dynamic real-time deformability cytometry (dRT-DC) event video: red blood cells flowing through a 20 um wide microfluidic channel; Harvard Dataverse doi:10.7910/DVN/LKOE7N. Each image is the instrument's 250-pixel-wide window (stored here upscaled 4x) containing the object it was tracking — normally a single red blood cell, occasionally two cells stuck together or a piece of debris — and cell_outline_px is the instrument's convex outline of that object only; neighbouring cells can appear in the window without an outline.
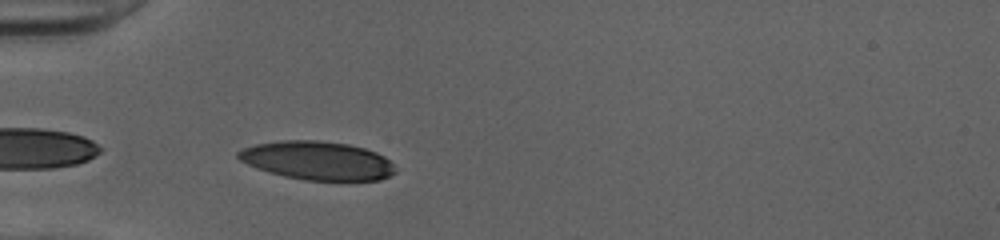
{"species": "human", "species_latin": "Homo sapiens", "temperature_condition": "cold", "stored_images_in_passage": 29, "camera_frame_rate_fps": 3000, "um_per_image_px": 0.085, "donor": {"sex": "female"}, "frame": {"image": 1, "passage_image": 2, "time_ms": 0.333, "image_size_px": [1000, 240], "cell_outline_px": [[396, 172], [380, 180], [304, 180], [284, 176], [268, 172], [256, 168], [240, 160], [236, 156], [236, 152], [244, 148], [256, 144], [280, 140], [316, 140], [348, 144], [364, 148], [376, 152], [384, 156], [396, 168]], "centroid_in_image_um": [26.96, 13.64], "position_along_channel_um": 58.0, "area_um2": 35.26}}
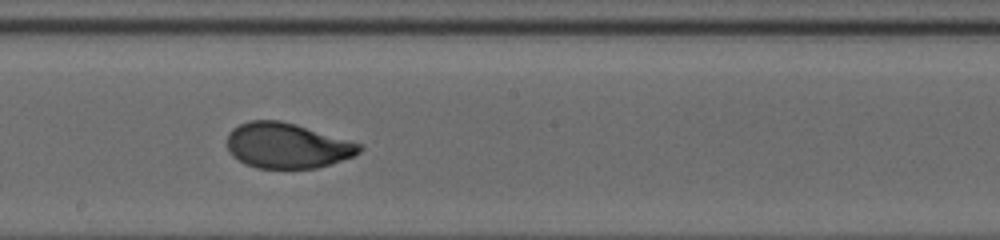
{"frame": {"image": 2, "passage_image": 15, "time_ms": 4.667, "image_size_px": [1000, 240], "cell_outline_px": [[364, 148], [360, 152], [352, 156], [316, 168], [256, 168], [244, 164], [232, 156], [228, 152], [228, 132], [232, 128], [248, 120], [280, 120], [296, 124], [364, 144]], "centroid_in_image_um": [24.39, 12.37], "position_along_channel_um": 223.8, "area_um2": 35.14}}
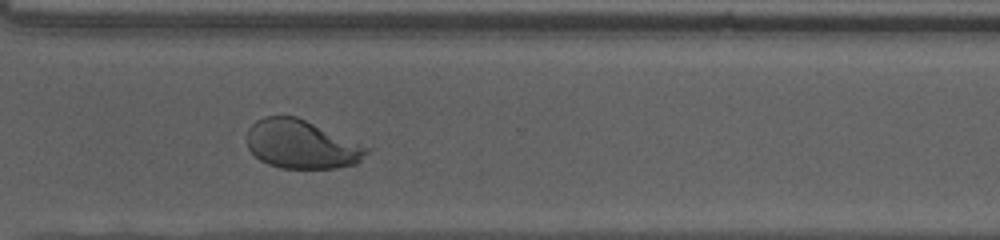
{"frame": {"image": 3, "passage_image": 24, "time_ms": 7.667, "image_size_px": [1000, 240], "cell_outline_px": [[372, 148], [356, 164], [336, 168], [280, 168], [268, 164], [260, 160], [248, 148], [248, 128], [256, 120], [264, 116], [296, 116]], "centroid_in_image_um": [25.63, 12.27], "position_along_channel_um": 345.0, "area_um2": 33.81}, "authors_computed_cell_mechanics": {"area_um2": 35.258, "velocity_mm_per_s": 4.0373, "shape_relaxation_time_tau1_ms": 4.5406, "shape_relaxation_time_tau2_ms": null, "deformation_change_tau1": 0.1928, "deformation_change_tau2": null}}